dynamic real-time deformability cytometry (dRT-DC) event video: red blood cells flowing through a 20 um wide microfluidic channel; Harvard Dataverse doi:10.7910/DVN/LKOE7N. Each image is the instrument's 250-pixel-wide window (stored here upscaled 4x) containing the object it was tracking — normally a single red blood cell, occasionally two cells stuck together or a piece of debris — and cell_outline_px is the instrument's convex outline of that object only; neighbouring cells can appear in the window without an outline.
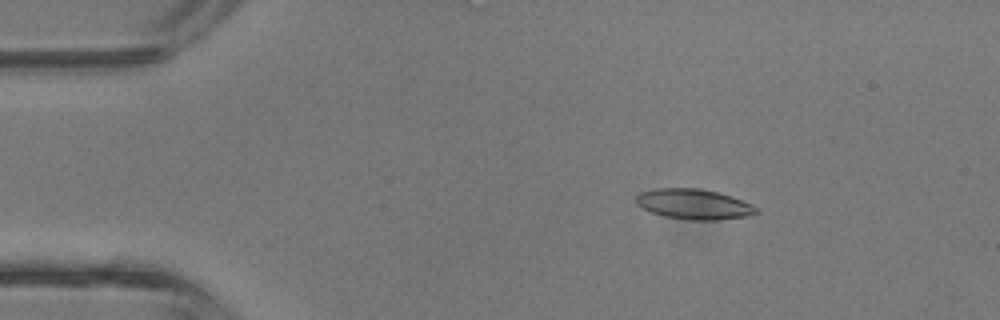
{"species": "common noctule bat (a hibernating species)", "species_latin": "Nyctalus noctula", "temperature_condition": "room temperature", "stored_images_in_passage": 36, "camera_frame_rate_fps": 3000, "um_per_image_px": 0.085, "animal": {"sex": "male", "body_mass_g": 13.3}, "frame": {"image": 1, "passage_image": 1, "time_ms": 0.0, "image_size_px": [1000, 320], "cell_outline_px": [[760, 212], [752, 216], [720, 220], [688, 220], [664, 216], [640, 208], [636, 204], [636, 196], [640, 192], [652, 188], [700, 188], [732, 196], [752, 204]], "centroid_in_image_um": [58.98, 17.36], "position_along_channel_um": 26.0, "area_um2": 21.56}}
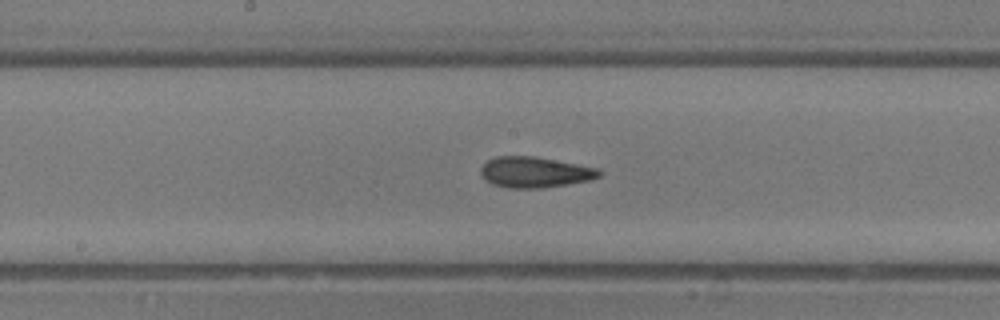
{"frame": {"image": 2, "passage_image": 16, "time_ms": 5.0, "image_size_px": [1000, 320], "cell_outline_px": [[600, 176], [592, 180], [544, 188], [508, 188], [492, 184], [484, 180], [480, 176], [480, 168], [488, 160], [496, 156], [532, 156], [600, 168]], "centroid_in_image_um": [45.44, 14.65], "position_along_channel_um": 202.8, "area_um2": 21.39}}
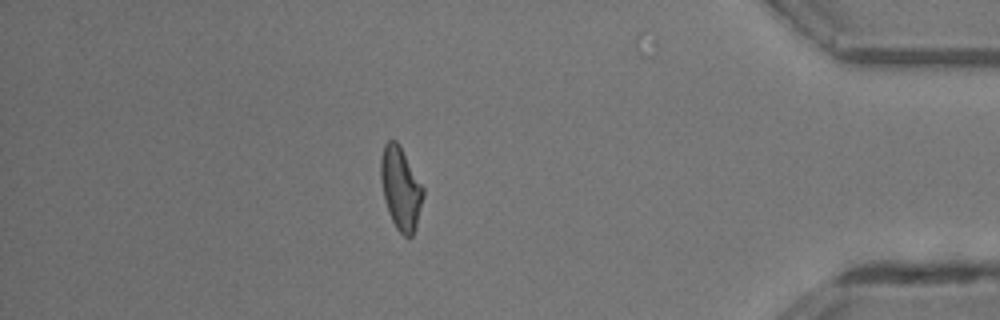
{"frame": {"image": 3, "passage_image": 31, "time_ms": 10.0, "image_size_px": [1000, 320], "cell_outline_px": [[424, 196], [416, 228], [412, 236], [404, 236], [396, 228], [388, 212], [380, 180], [380, 160], [384, 144], [388, 140], [396, 140], [400, 144], [424, 188]], "centroid_in_image_um": [34.06, 15.99], "position_along_channel_um": 401.1, "area_um2": 20.58}, "authors_computed_cell_mechanics": {"area_um2": 20.9814, "velocity_mm_per_s": 4.8356, "shape_relaxation_time_tau1_ms": 8.9268, "shape_relaxation_time_tau2_ms": 3.1934, "deformation_change_tau1": 0.2269, "deformation_change_tau2": 0.1252}}